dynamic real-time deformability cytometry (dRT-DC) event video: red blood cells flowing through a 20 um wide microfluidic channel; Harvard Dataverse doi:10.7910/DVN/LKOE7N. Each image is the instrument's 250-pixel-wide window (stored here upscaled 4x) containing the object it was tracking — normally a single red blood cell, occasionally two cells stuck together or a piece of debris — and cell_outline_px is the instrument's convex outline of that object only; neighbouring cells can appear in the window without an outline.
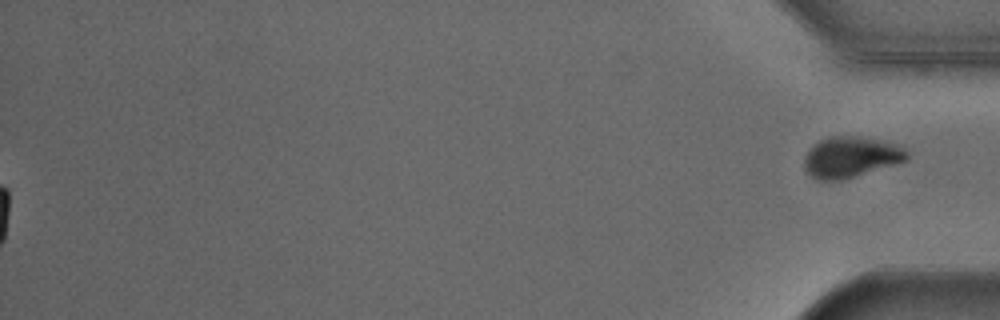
{"species": "Egyptian fruit bat (a non-hibernating species)", "species_latin": "Rousettus aegyptiacus", "temperature_condition": "cold", "stored_images_in_passage": 54, "segment_of_instrument_passage": [2, 2], "camera_frame_rate_fps": 3000, "um_per_image_px": 0.085, "animal": {"sex": "male"}, "frame": {"image": 1, "passage_image": 54, "time_ms": 17.667, "image_size_px": [1000, 320], "cell_outline_px": [[908, 160], [844, 180], [816, 180], [808, 176], [804, 172], [804, 156], [820, 140], [828, 136], [860, 136], [900, 144], [908, 152]], "centroid_in_image_um": [72.32, 13.36], "position_along_channel_um": 362.9, "area_um2": 24.8}}